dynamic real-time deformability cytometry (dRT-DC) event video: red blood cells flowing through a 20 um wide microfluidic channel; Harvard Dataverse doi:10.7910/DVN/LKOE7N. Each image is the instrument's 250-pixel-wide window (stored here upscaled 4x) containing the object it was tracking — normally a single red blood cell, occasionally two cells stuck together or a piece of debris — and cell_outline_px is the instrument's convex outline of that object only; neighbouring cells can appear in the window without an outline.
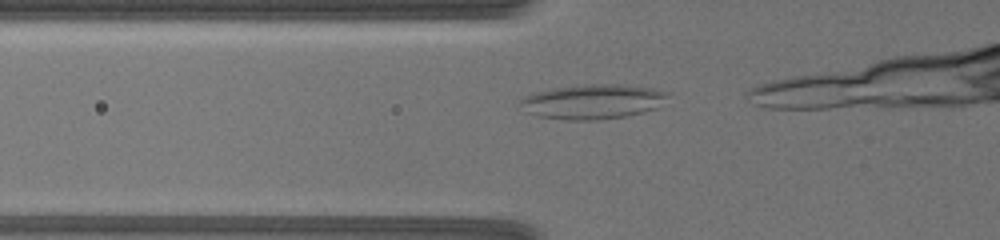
{"species": "common noctule bat (a hibernating species)", "species_latin": "Nyctalus noctula", "temperature_condition": "warm", "stored_images_in_passage": 8, "camera_frame_rate_fps": 3000, "um_per_image_px": 0.085, "animal": {"sex": "female", "body_mass_g": 19.5, "forearm_length_mm": 54.1}, "frame": {"image": 1, "passage_image": 2, "time_ms": 0.333, "image_size_px": [1000, 240], "cell_outline_px": [[668, 92], [656, 108], [644, 112], [624, 116], [596, 120], [568, 120], [536, 116], [528, 112], [520, 104], [520, 100], [524, 96], [536, 92], [552, 88], [584, 84], [628, 84], [652, 88]], "centroid_in_image_um": [50.35, 8.63], "position_along_channel_um": 75.4, "area_um2": 29.65}}
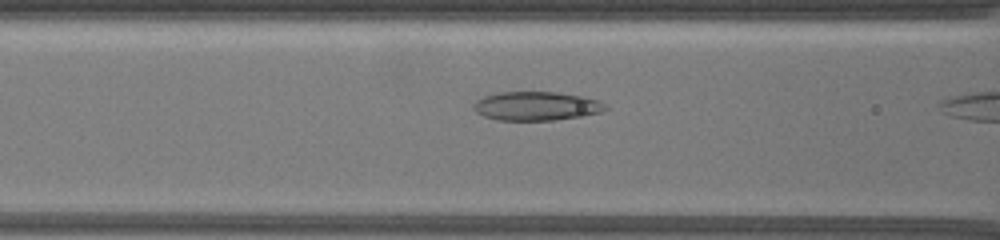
{"frame": {"image": 2, "passage_image": 7, "time_ms": 2.0, "image_size_px": [1000, 240], "cell_outline_px": [[608, 108], [600, 112], [584, 116], [556, 120], [496, 120], [484, 116], [476, 112], [472, 108], [472, 104], [476, 100], [484, 96], [500, 92], [556, 92], [584, 96], [596, 100], [604, 104]], "centroid_in_image_um": [45.56, 9.02], "position_along_channel_um": 121.0, "area_um2": 22.25}}